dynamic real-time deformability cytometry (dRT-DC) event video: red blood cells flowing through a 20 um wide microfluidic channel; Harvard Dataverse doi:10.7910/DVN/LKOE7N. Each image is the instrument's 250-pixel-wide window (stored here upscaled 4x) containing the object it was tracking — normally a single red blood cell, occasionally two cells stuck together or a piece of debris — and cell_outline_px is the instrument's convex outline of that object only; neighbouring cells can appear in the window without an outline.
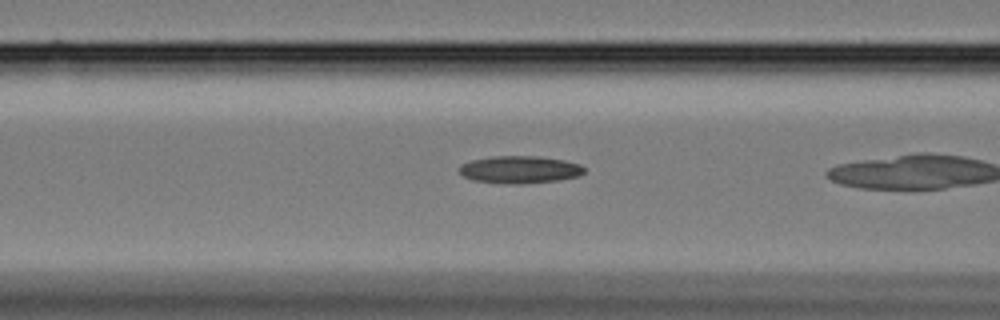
{"species": "Egyptian fruit bat (a non-hibernating species)", "species_latin": "Rousettus aegyptiacus", "temperature_condition": "cold", "stored_images_in_passage": 25, "segment_of_instrument_passage": [2, 2], "camera_frame_rate_fps": 3000, "um_per_image_px": 0.085, "animal": {"sex": "female"}, "frame": {"image": 1, "passage_image": 3, "time_ms": 0.667, "image_size_px": [1000, 320], "cell_outline_px": [[584, 172], [580, 176], [560, 180], [520, 184], [508, 184], [472, 180], [464, 176], [460, 172], [460, 164], [472, 160], [492, 156], [536, 156], [564, 160], [580, 164], [584, 168]], "centroid_in_image_um": [44.19, 14.42], "position_along_channel_um": 122.4, "area_um2": 20.0}}
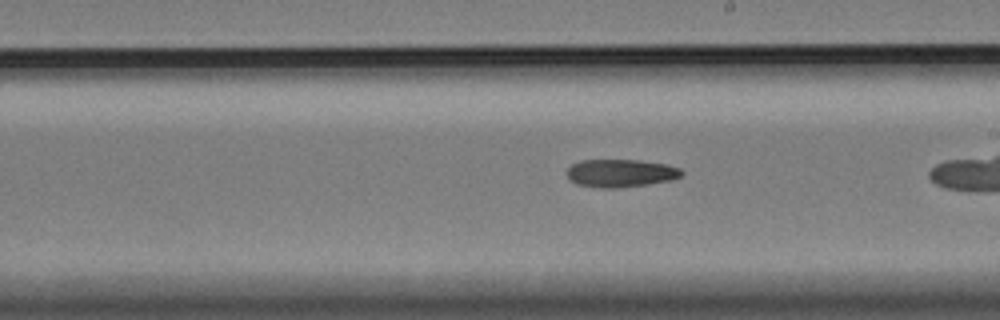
{"frame": {"image": 2, "passage_image": 13, "time_ms": 4.0, "image_size_px": [1000, 320], "cell_outline_px": [[684, 172], [680, 176], [672, 180], [648, 184], [620, 188], [600, 188], [576, 184], [568, 180], [568, 168], [572, 164], [580, 160], [640, 160], [664, 164], [680, 168]], "centroid_in_image_um": [52.74, 14.72], "position_along_channel_um": 236.3, "area_um2": 18.73}}
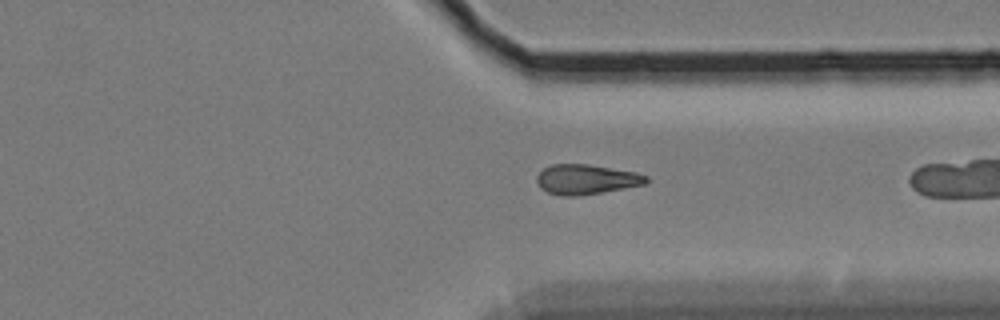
{"frame": {"image": 3, "passage_image": 24, "time_ms": 7.667, "image_size_px": [1000, 320], "cell_outline_px": [[648, 180], [644, 184], [600, 192], [576, 196], [560, 196], [548, 192], [540, 188], [536, 180], [536, 176], [544, 168], [552, 164], [588, 164], [636, 172], [648, 176]], "centroid_in_image_um": [49.79, 15.24], "position_along_channel_um": 361.6, "area_um2": 18.9}}